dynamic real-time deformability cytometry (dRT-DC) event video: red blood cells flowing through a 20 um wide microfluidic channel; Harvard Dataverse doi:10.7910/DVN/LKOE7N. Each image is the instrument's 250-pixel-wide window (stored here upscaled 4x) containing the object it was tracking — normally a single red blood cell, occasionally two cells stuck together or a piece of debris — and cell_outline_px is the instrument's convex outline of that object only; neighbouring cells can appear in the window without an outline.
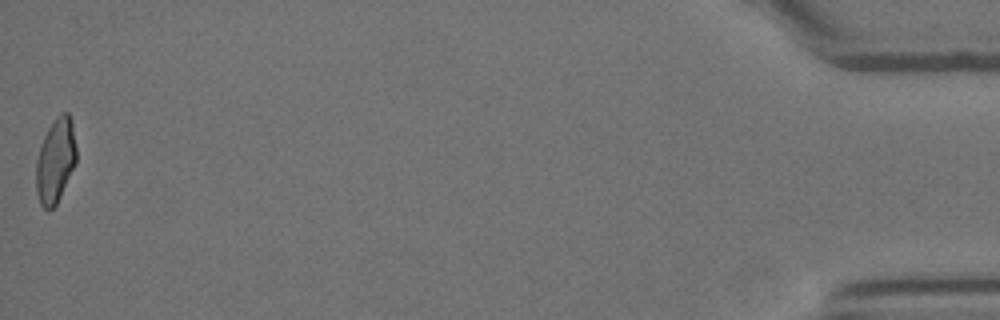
{"species": "Egyptian fruit bat (a non-hibernating species)", "species_latin": "Rousettus aegyptiacus", "temperature_condition": "room temperature", "stored_images_in_passage": 15, "camera_frame_rate_fps": 3000, "um_per_image_px": 0.085, "animal": {"sex": "female"}, "frame": {"image": 1, "passage_image": 15, "time_ms": 18.0, "image_size_px": [1000, 320], "cell_outline_px": [[76, 164], [56, 204], [48, 212], [40, 204], [36, 192], [36, 160], [40, 144], [48, 128], [56, 116], [60, 112], [68, 112], [72, 120], [76, 148]], "centroid_in_image_um": [4.71, 13.64], "position_along_channel_um": 430.5, "area_um2": 20.06}, "authors_computed_cell_mechanics": {"area_um2": 20.23, "velocity_mm_per_s": 3.587, "shape_relaxation_time_tau1_ms": 6.0756, "shape_relaxation_time_tau2_ms": 4.2563, "deformation_change_tau1": 0.1688, "deformation_change_tau2": 0.0901}}